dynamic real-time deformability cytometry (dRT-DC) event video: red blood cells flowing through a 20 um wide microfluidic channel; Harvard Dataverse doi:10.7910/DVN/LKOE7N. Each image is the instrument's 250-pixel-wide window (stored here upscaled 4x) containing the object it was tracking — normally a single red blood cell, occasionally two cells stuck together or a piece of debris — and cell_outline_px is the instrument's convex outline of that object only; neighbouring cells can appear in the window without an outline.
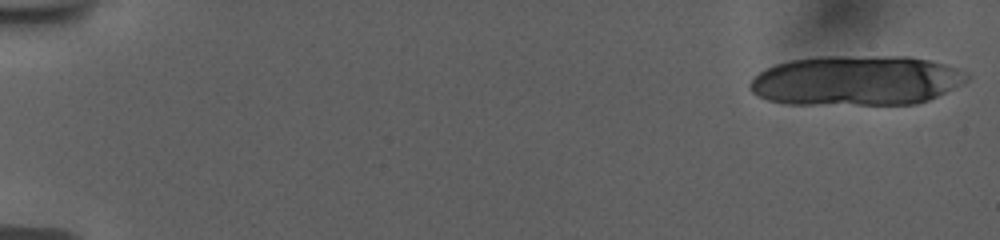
{"species": "human", "species_latin": "Homo sapiens", "temperature_condition": "room temperature", "stored_images_in_passage": 17, "camera_frame_rate_fps": 3000, "um_per_image_px": 0.085, "donor": {"sex": "female"}, "frame": {"image": 1, "passage_image": 1, "time_ms": 0.0, "image_size_px": [1000, 240], "cell_outline_px": [[972, 76], [964, 84], [928, 100], [916, 104], [792, 104], [768, 100], [752, 92], [748, 88], [748, 84], [760, 72], [776, 64], [792, 60], [820, 56], [908, 56], [928, 60], [944, 64], [968, 72]], "centroid_in_image_um": [72.84, 6.84], "position_along_channel_um": 12.2, "area_um2": 63.35}}